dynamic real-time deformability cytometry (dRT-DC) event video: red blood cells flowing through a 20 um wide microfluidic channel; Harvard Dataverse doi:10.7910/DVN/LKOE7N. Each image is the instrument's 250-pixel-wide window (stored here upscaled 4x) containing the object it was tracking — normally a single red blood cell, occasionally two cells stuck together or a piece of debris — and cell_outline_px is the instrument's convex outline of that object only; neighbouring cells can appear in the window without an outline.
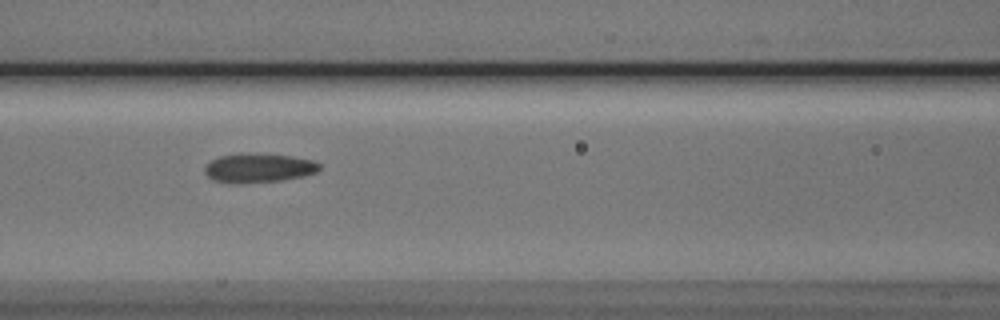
{"species": "Egyptian fruit bat (a non-hibernating species)", "species_latin": "Rousettus aegyptiacus", "temperature_condition": "cold", "stored_images_in_passage": 17, "camera_frame_rate_fps": 3000, "um_per_image_px": 0.085, "animal": {"sex": "male"}, "frame": {"image": 1, "passage_image": 8, "time_ms": 9.0, "image_size_px": [1000, 320], "cell_outline_px": [[320, 168], [316, 172], [300, 176], [280, 180], [240, 184], [212, 180], [204, 172], [204, 168], [212, 160], [220, 156], [240, 152], [252, 152], [292, 156], [316, 160], [320, 164]], "centroid_in_image_um": [21.97, 14.25], "position_along_channel_um": 144.6, "area_um2": 19.71}}
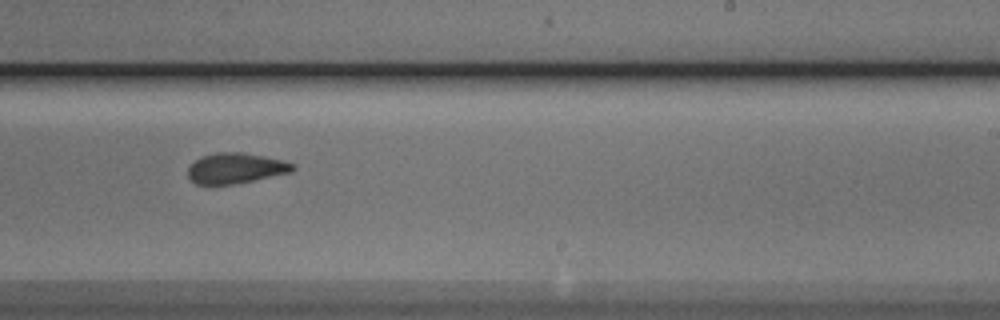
{"frame": {"image": 2, "passage_image": 11, "time_ms": 12.333, "image_size_px": [1000, 320], "cell_outline_px": [[296, 168], [292, 172], [232, 184], [196, 184], [188, 176], [188, 168], [200, 156], [216, 152], [240, 152], [264, 156], [284, 160], [296, 164]], "centroid_in_image_um": [20.06, 14.28], "position_along_channel_um": 268.9, "area_um2": 18.55}}
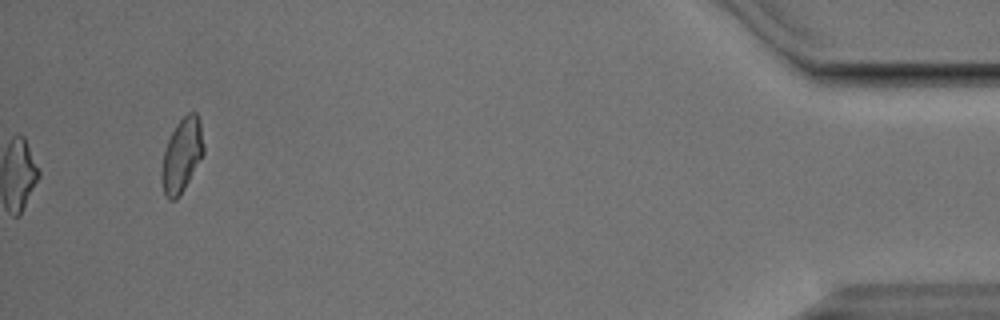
{"frame": {"image": 3, "passage_image": 16, "time_ms": 18.333, "image_size_px": [1000, 320], "cell_outline_px": [[204, 152], [200, 160], [180, 196], [176, 200], [168, 200], [164, 196], [160, 180], [160, 172], [164, 152], [168, 140], [176, 124], [188, 112], [196, 112], [200, 120], [204, 144]], "centroid_in_image_um": [15.44, 13.23], "position_along_channel_um": 419.8, "area_um2": 18.26}, "authors_computed_cell_mechanics": {"area_um2": 17.8602, "velocity_mm_per_s": 3.7321, "shape_relaxation_time_tau1_ms": 2.6213, "shape_relaxation_time_tau2_ms": 5.0702, "deformation_change_tau1": 0.1143, "deformation_change_tau2": 0.0873}}